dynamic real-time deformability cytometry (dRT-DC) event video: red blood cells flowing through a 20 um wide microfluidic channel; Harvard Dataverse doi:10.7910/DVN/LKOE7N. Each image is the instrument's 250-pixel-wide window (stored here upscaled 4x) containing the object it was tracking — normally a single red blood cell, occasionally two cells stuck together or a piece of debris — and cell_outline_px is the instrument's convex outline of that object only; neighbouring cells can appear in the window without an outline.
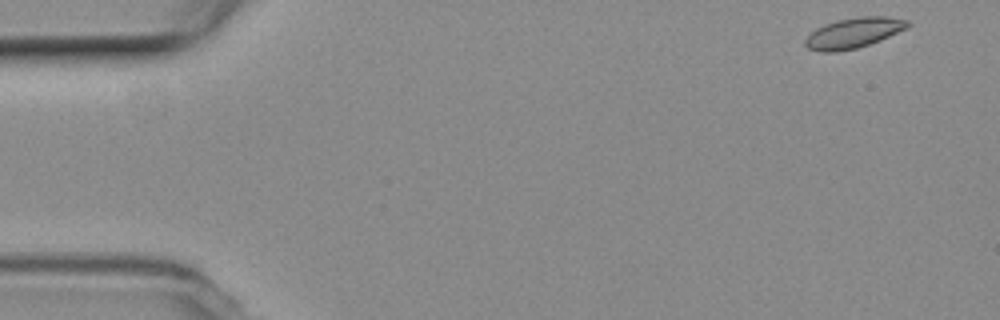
{"species": "common noctule bat (a hibernating species)", "species_latin": "Nyctalus noctula", "temperature_condition": "room temperature", "stored_images_in_passage": 53, "camera_frame_rate_fps": 3000, "um_per_image_px": 0.085, "animal": {"sex": "female", "body_mass_g": 19.3, "forearm_length_mm": 54.1}, "frame": {"image": 1, "passage_image": 1, "time_ms": 0.0, "image_size_px": [1000, 320], "cell_outline_px": [[912, 24], [908, 28], [880, 40], [856, 48], [836, 52], [820, 52], [808, 48], [804, 44], [804, 40], [816, 28], [824, 24], [836, 20], [860, 16], [888, 16], [908, 20]], "centroid_in_image_um": [72.57, 2.78], "position_along_channel_um": 12.4, "area_um2": 18.21}}
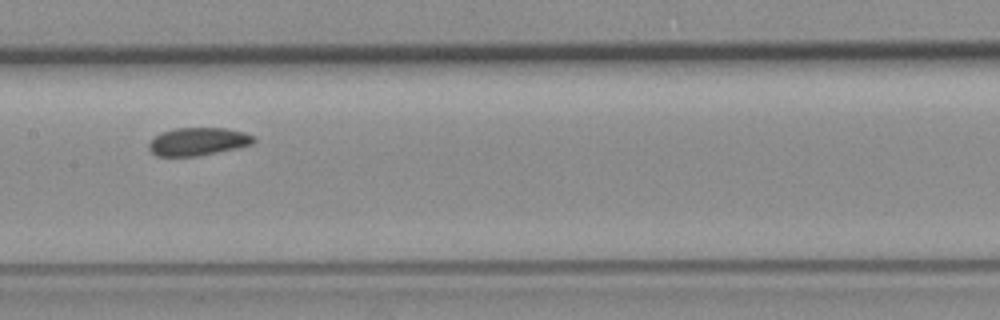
{"frame": {"image": 2, "passage_image": 25, "time_ms": 8.0, "image_size_px": [1000, 320], "cell_outline_px": [[256, 140], [252, 144], [236, 148], [200, 156], [156, 156], [148, 148], [148, 144], [160, 132], [176, 128], [224, 128], [244, 132], [256, 136]], "centroid_in_image_um": [16.84, 12.03], "position_along_channel_um": 190.6, "area_um2": 17.11}}
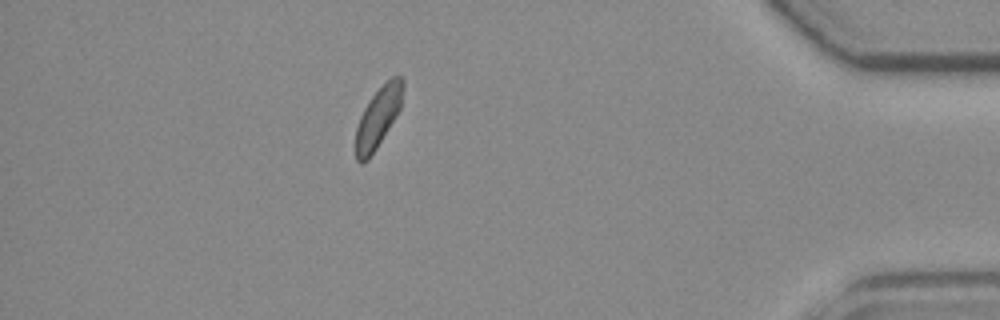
{"frame": {"image": 3, "passage_image": 46, "time_ms": 15.0, "image_size_px": [1000, 320], "cell_outline_px": [[404, 88], [400, 108], [396, 116], [376, 148], [368, 160], [360, 164], [356, 160], [356, 128], [360, 116], [364, 108], [372, 96], [392, 76], [404, 76]], "centroid_in_image_um": [32.15, 9.96], "position_along_channel_um": 403.1, "area_um2": 16.42}, "authors_computed_cell_mechanics": {"area_um2": 17.34, "velocity_mm_per_s": 3.7482, "shape_relaxation_time_tau1_ms": 3.0848, "shape_relaxation_time_tau2_ms": 3.3482, "deformation_change_tau1": 0.0789, "deformation_change_tau2": 0.0667}}